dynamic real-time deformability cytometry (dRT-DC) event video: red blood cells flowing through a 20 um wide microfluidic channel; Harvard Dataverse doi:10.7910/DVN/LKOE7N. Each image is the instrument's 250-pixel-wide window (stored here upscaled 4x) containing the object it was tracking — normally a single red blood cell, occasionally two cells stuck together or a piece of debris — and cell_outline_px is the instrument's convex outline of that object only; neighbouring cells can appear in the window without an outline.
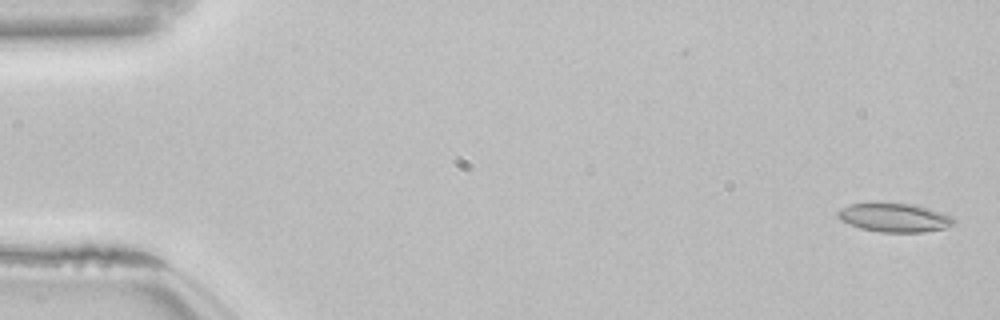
{"species": "common noctule bat (a hibernating species)", "species_latin": "Nyctalus noctula", "temperature_condition": "room temperature", "stored_images_in_passage": 54, "camera_frame_rate_fps": 3000, "um_per_image_px": 0.085, "animal": {"sex": "female", "body_mass_g": 22.7, "forearm_length_mm": 54.2}, "frame": {"image": 1, "passage_image": 2, "time_ms": 0.333, "image_size_px": [1000, 320], "cell_outline_px": [[956, 224], [944, 228], [924, 232], [880, 232], [860, 228], [840, 220], [836, 216], [836, 212], [840, 208], [852, 204], [872, 200], [876, 200], [912, 204], [928, 208], [952, 216], [956, 220]], "centroid_in_image_um": [75.98, 18.45], "position_along_channel_um": 9.0, "area_um2": 20.17}}
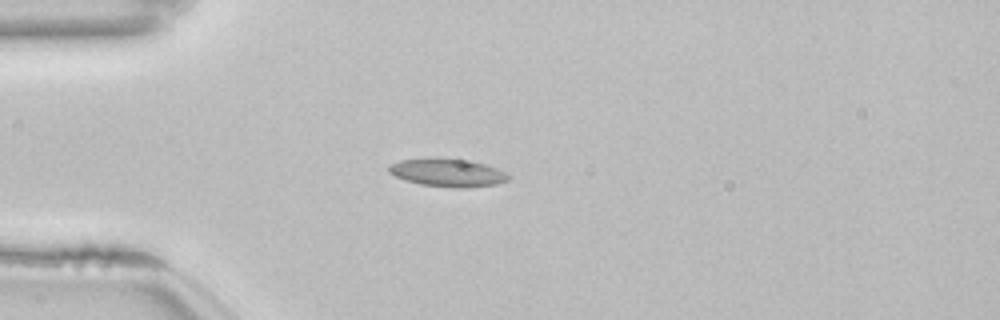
{"frame": {"image": 2, "passage_image": 15, "time_ms": 4.667, "image_size_px": [1000, 320], "cell_outline_px": [[512, 176], [508, 180], [496, 184], [468, 188], [456, 188], [420, 184], [404, 180], [388, 172], [388, 164], [400, 160], [436, 156], [472, 160], [496, 168]], "centroid_in_image_um": [38.02, 14.65], "position_along_channel_um": 47.0, "area_um2": 20.06}}
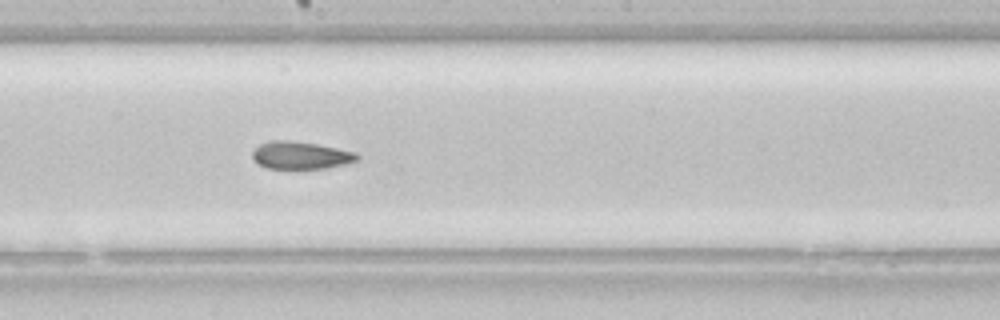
{"frame": {"image": 3, "passage_image": 30, "time_ms": 9.667, "image_size_px": [1000, 320], "cell_outline_px": [[360, 160], [348, 164], [324, 168], [296, 172], [268, 168], [256, 164], [252, 160], [252, 152], [260, 144], [272, 140], [292, 140], [316, 144], [356, 152], [360, 156]], "centroid_in_image_um": [25.55, 13.26], "position_along_channel_um": 222.7, "area_um2": 17.74}, "authors_computed_cell_mechanics": {"area_um2": 18.8428, "velocity_mm_per_s": 3.8476, "shape_relaxation_time_tau1_ms": null, "shape_relaxation_time_tau2_ms": 5.8468, "deformation_change_tau1": null, "deformation_change_tau2": 0.0997}}